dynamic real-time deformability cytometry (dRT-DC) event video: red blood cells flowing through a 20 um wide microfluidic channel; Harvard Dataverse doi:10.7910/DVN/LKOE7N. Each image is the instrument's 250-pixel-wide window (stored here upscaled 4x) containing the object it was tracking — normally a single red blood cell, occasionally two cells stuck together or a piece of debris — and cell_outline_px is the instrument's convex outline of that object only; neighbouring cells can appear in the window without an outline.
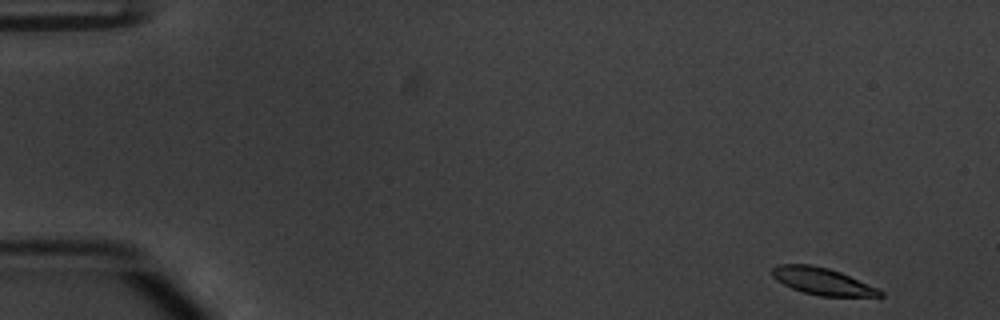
{"species": "common noctule bat (a hibernating species)", "species_latin": "Nyctalus noctula", "temperature_condition": "warm", "stored_images_in_passage": 51, "camera_frame_rate_fps": 3000, "um_per_image_px": 0.085, "animal": {"sex": "male", "body_mass_g": 20.1, "forearm_length_mm": 53.5}, "frame": {"image": 1, "passage_image": 1, "time_ms": 0.0, "image_size_px": [1000, 320], "cell_outline_px": [[884, 296], [880, 300], [820, 296], [804, 292], [792, 288], [776, 280], [772, 276], [772, 268], [776, 264], [812, 264], [828, 268], [840, 272], [876, 288], [884, 292]], "centroid_in_image_um": [70.03, 23.97], "position_along_channel_um": 15.0, "area_um2": 17.69}}
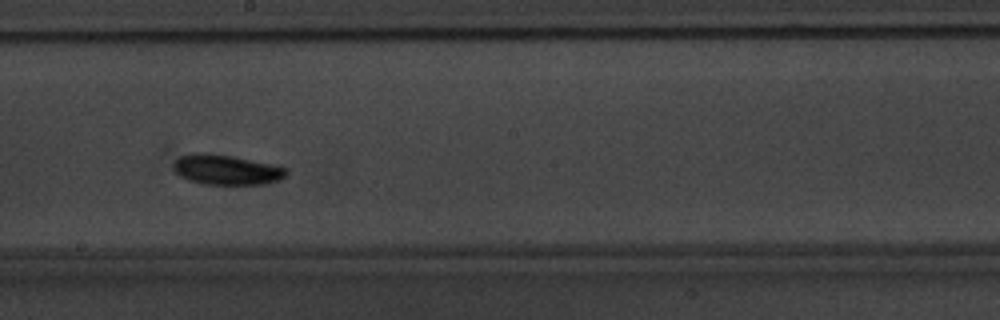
{"frame": {"image": 2, "passage_image": 28, "time_ms": 9.0, "image_size_px": [1000, 320], "cell_outline_px": [[288, 172], [280, 180], [264, 184], [200, 184], [188, 180], [180, 176], [172, 168], [172, 164], [180, 156], [192, 152], [200, 152], [232, 156], [288, 168]], "centroid_in_image_um": [19.2, 14.43], "position_along_channel_um": 229.0, "area_um2": 19.77}}
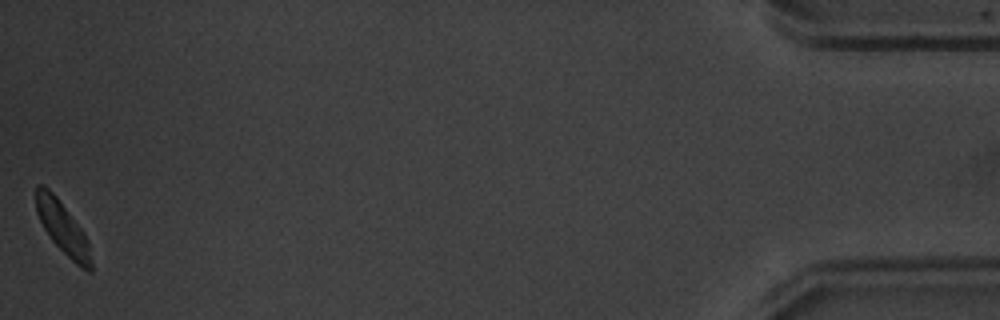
{"frame": {"image": 3, "passage_image": 51, "time_ms": 16.667, "image_size_px": [1000, 320], "cell_outline_px": [[92, 272], [88, 272], [80, 268], [52, 240], [44, 228], [36, 212], [36, 184], [40, 184], [48, 188], [56, 196], [84, 232], [88, 240], [92, 264]], "centroid_in_image_um": [5.35, 19.38], "position_along_channel_um": 429.9, "area_um2": 16.53}, "authors_computed_cell_mechanics": {"area_um2": 18.2648, "velocity_mm_per_s": 3.777, "shape_relaxation_time_tau1_ms": 6.0717, "shape_relaxation_time_tau2_ms": null, "deformation_change_tau1": 0.2037, "deformation_change_tau2": null}}